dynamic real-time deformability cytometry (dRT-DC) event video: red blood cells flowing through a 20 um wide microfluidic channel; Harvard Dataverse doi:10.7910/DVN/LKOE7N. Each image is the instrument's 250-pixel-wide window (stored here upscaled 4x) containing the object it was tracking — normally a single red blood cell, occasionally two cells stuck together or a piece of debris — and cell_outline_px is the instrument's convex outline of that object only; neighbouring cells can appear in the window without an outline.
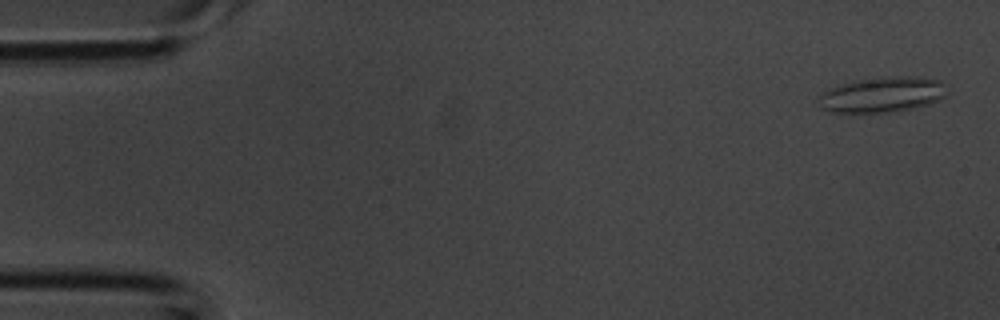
{"species": "common noctule bat (a hibernating species)", "species_latin": "Nyctalus noctula", "temperature_condition": "room temperature", "stored_images_in_passage": 7, "camera_frame_rate_fps": 3000, "um_per_image_px": 0.085, "animal": {"sex": "male", "body_mass_g": 20.1, "forearm_length_mm": 53.5}, "frame": {"image": 1, "passage_image": 1, "time_ms": 0.0, "image_size_px": [1000, 320], "cell_outline_px": [[944, 96], [928, 104], [916, 108], [896, 112], [828, 112], [820, 108], [816, 96], [820, 92], [828, 88], [840, 84], [856, 80], [880, 76], [916, 76], [940, 80]], "centroid_in_image_um": [74.87, 8.04], "position_along_channel_um": 10.1, "area_um2": 26.76}}
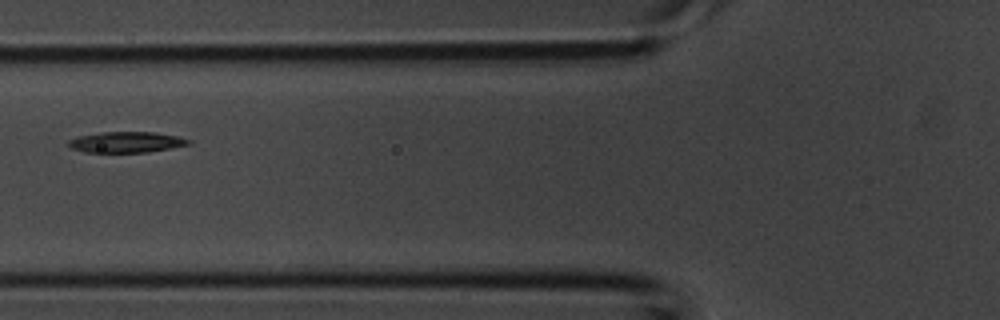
{"frame": {"image": 2, "passage_image": 7, "time_ms": 2.0, "image_size_px": [1000, 320], "cell_outline_px": [[192, 144], [148, 152], [84, 152], [72, 148], [68, 144], [68, 140], [80, 136], [100, 132], [152, 132], [176, 136], [192, 140]], "centroid_in_image_um": [10.76, 12.08], "position_along_channel_um": 115.0, "area_um2": 14.45}}